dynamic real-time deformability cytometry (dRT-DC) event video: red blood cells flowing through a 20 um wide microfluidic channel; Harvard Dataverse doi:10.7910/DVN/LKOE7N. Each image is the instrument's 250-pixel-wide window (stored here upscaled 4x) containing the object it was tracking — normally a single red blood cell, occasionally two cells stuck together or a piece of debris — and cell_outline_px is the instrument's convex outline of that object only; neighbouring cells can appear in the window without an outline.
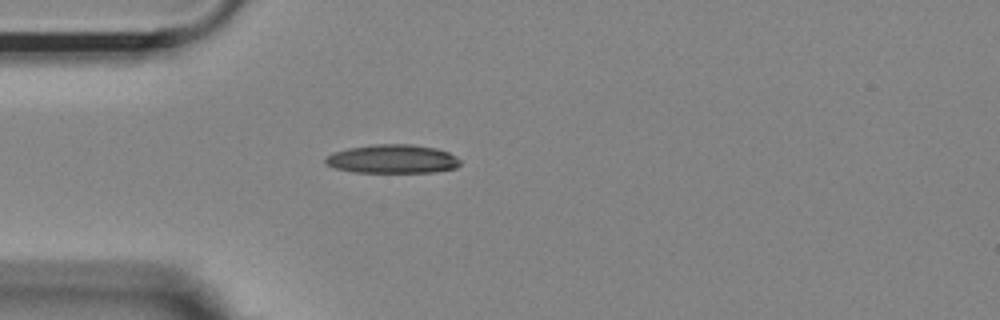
{"species": "Egyptian fruit bat (a non-hibernating species)", "species_latin": "Rousettus aegyptiacus", "temperature_condition": "room temperature", "stored_images_in_passage": 40, "camera_frame_rate_fps": 3000, "um_per_image_px": 0.085, "animal": {"sex": "female"}, "frame": {"image": 1, "passage_image": 1, "time_ms": 0.0, "image_size_px": [1000, 320], "cell_outline_px": [[460, 164], [456, 168], [432, 172], [352, 172], [336, 168], [324, 164], [324, 160], [332, 152], [348, 148], [376, 144], [412, 144], [436, 148], [448, 152], [456, 156], [460, 160]], "centroid_in_image_um": [33.35, 13.51], "position_along_channel_um": 51.6, "area_um2": 22.6}}
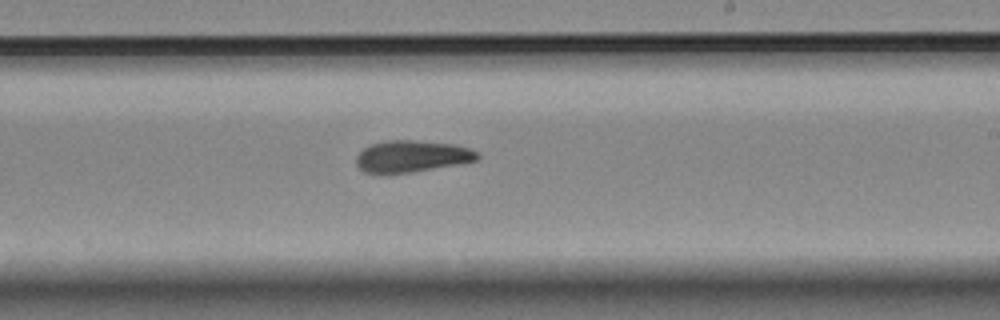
{"frame": {"image": 2, "passage_image": 18, "time_ms": 5.667, "image_size_px": [1000, 320], "cell_outline_px": [[480, 156], [476, 160], [456, 164], [412, 172], [388, 176], [384, 176], [364, 172], [356, 164], [356, 156], [364, 148], [372, 144], [384, 140], [416, 140], [452, 144], [468, 148], [480, 152]], "centroid_in_image_um": [34.94, 13.31], "position_along_channel_um": 254.1, "area_um2": 22.77}}
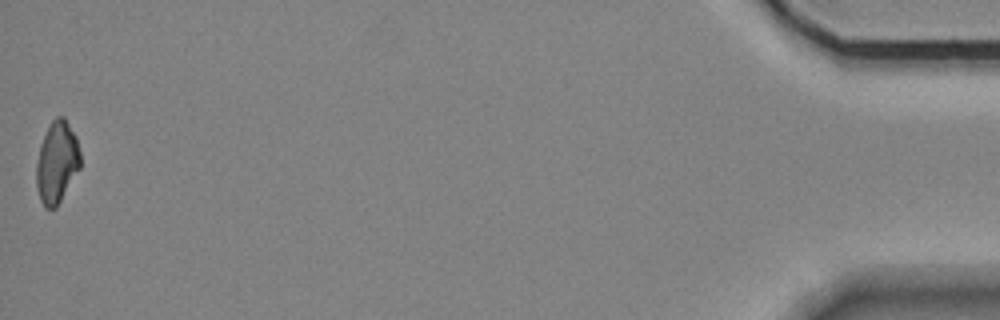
{"frame": {"image": 3, "passage_image": 40, "time_ms": 13.0, "image_size_px": [1000, 320], "cell_outline_px": [[80, 168], [56, 208], [44, 208], [40, 200], [36, 188], [36, 164], [40, 144], [48, 124], [56, 116], [64, 116], [76, 136], [80, 152]], "centroid_in_image_um": [4.82, 13.78], "position_along_channel_um": 430.4, "area_um2": 21.21}, "authors_computed_cell_mechanics": {"area_um2": 22.1663, "velocity_mm_per_s": 3.6951, "shape_relaxation_time_tau1_ms": 6.5283, "shape_relaxation_time_tau2_ms": 6.6761, "deformation_change_tau1": 0.184, "deformation_change_tau2": 0.1404}}